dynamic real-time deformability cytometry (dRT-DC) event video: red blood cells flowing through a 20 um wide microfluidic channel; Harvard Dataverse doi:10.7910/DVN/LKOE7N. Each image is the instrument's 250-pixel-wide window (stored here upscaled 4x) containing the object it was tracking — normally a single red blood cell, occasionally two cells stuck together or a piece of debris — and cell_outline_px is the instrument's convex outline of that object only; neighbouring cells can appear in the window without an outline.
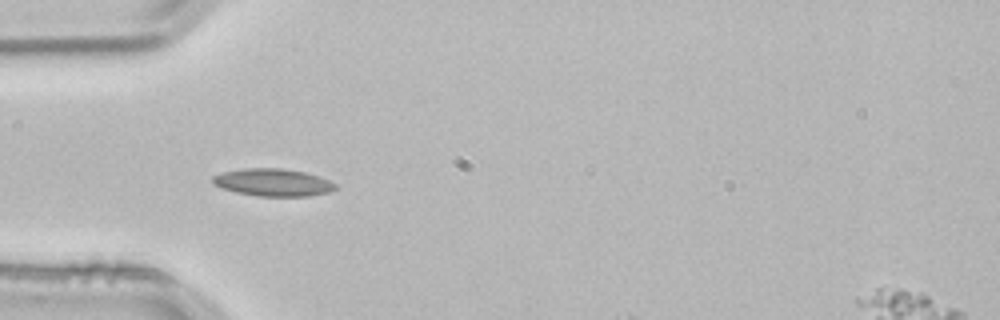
{"species": "common noctule bat (a hibernating species)", "species_latin": "Nyctalus noctula", "temperature_condition": "room temperature", "stored_images_in_passage": 3, "camera_frame_rate_fps": 3000, "um_per_image_px": 0.085, "animal": {"sex": "male", "body_mass_g": 21.5, "forearm_length_mm": 52.0}, "frame": {"image": 1, "passage_image": 2, "time_ms": 0.333, "image_size_px": [1000, 320], "cell_outline_px": [[340, 188], [328, 192], [308, 196], [256, 196], [236, 192], [220, 188], [212, 184], [212, 176], [220, 172], [244, 168], [284, 168], [304, 172], [328, 180], [336, 184]], "centroid_in_image_um": [23.16, 15.5], "position_along_channel_um": 61.8, "area_um2": 19.83}}